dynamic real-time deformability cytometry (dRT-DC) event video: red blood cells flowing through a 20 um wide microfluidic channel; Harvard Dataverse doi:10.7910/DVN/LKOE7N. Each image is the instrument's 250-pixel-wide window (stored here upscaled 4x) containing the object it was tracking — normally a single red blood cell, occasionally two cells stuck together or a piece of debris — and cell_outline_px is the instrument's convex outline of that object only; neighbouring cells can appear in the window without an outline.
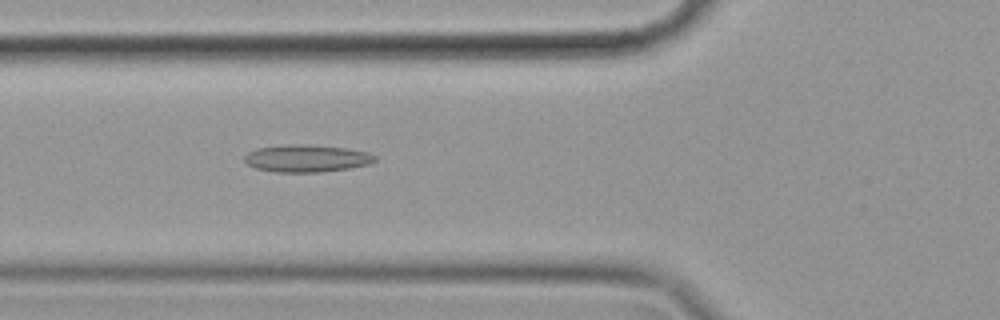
{"species": "common noctule bat (a hibernating species)", "species_latin": "Nyctalus noctula", "temperature_condition": "cold", "stored_images_in_passage": 57, "camera_frame_rate_fps": 3000, "um_per_image_px": 0.085, "animal": {"sex": "female", "body_mass_g": 19.9}, "frame": {"image": 1, "passage_image": 21, "time_ms": 6.667, "image_size_px": [1000, 320], "cell_outline_px": [[376, 160], [368, 164], [348, 168], [320, 172], [276, 172], [256, 168], [248, 164], [244, 160], [244, 156], [248, 152], [256, 148], [288, 144], [308, 144], [344, 148], [368, 152], [376, 156]], "centroid_in_image_um": [26.04, 13.45], "position_along_channel_um": 99.8, "area_um2": 20.69}}
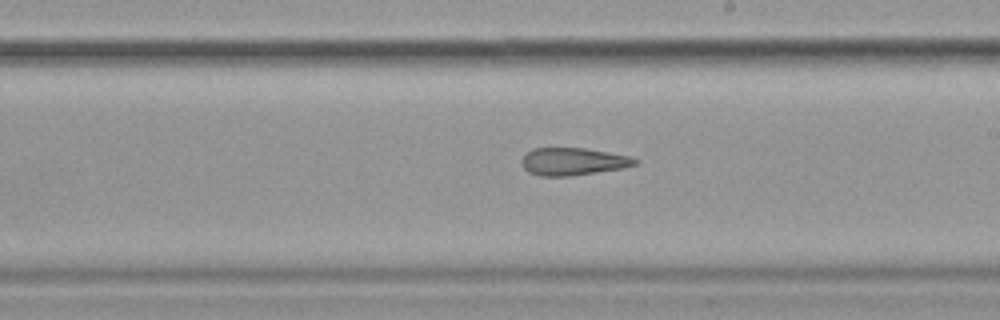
{"frame": {"image": 2, "passage_image": 33, "time_ms": 10.667, "image_size_px": [1000, 320], "cell_outline_px": [[640, 160], [636, 164], [624, 168], [572, 176], [540, 176], [528, 172], [524, 168], [520, 160], [532, 148], [584, 148], [628, 156]], "centroid_in_image_um": [48.69, 13.74], "position_along_channel_um": 240.3, "area_um2": 18.15}}
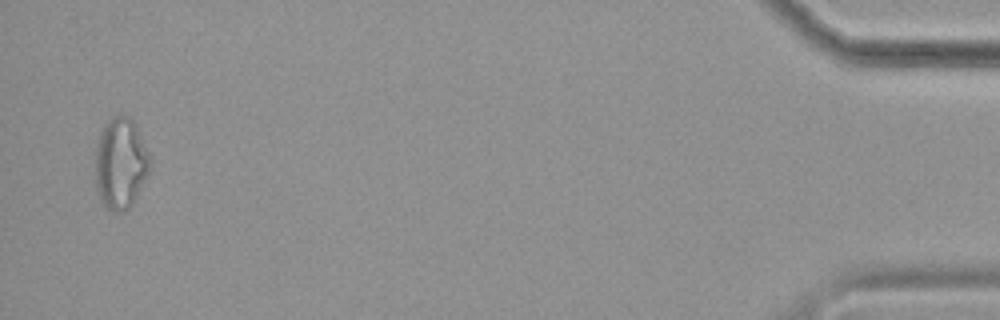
{"frame": {"image": 3, "passage_image": 56, "time_ms": 18.333, "image_size_px": [1000, 320], "cell_outline_px": [[152, 168], [148, 176], [132, 204], [124, 212], [112, 212], [104, 208], [100, 200], [96, 188], [96, 144], [100, 132], [104, 124], [112, 116], [132, 116], [152, 160]], "centroid_in_image_um": [10.27, 13.9], "position_along_channel_um": 424.9, "area_um2": 29.65}, "authors_computed_cell_mechanics": {"area_um2": 21.097, "velocity_mm_per_s": 3.5146, "shape_relaxation_time_tau1_ms": null, "shape_relaxation_time_tau2_ms": 10.0967, "deformation_change_tau1": null, "deformation_change_tau2": 0.2377}}